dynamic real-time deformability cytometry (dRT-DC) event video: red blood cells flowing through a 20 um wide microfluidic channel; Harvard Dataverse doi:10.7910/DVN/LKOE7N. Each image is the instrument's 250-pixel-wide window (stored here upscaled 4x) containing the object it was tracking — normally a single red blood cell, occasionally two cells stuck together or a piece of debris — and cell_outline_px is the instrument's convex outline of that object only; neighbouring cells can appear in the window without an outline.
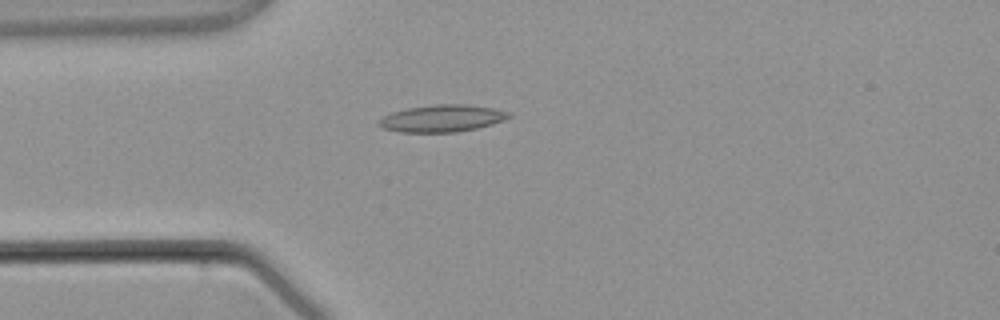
{"species": "common noctule bat (a hibernating species)", "species_latin": "Nyctalus noctula", "temperature_condition": "warm", "stored_images_in_passage": 3, "camera_frame_rate_fps": 3000, "um_per_image_px": 0.085, "animal": {"sex": "male", "body_mass_g": 21.5, "forearm_length_mm": 52.0}, "frame": {"image": 1, "passage_image": 3, "time_ms": 2.333, "image_size_px": [1000, 320], "cell_outline_px": [[512, 116], [504, 120], [476, 128], [456, 132], [400, 132], [384, 128], [380, 124], [380, 120], [384, 116], [392, 112], [408, 108], [432, 104], [464, 104], [492, 108], [512, 112]], "centroid_in_image_um": [37.62, 10.05], "position_along_channel_um": 47.4, "area_um2": 20.29}}